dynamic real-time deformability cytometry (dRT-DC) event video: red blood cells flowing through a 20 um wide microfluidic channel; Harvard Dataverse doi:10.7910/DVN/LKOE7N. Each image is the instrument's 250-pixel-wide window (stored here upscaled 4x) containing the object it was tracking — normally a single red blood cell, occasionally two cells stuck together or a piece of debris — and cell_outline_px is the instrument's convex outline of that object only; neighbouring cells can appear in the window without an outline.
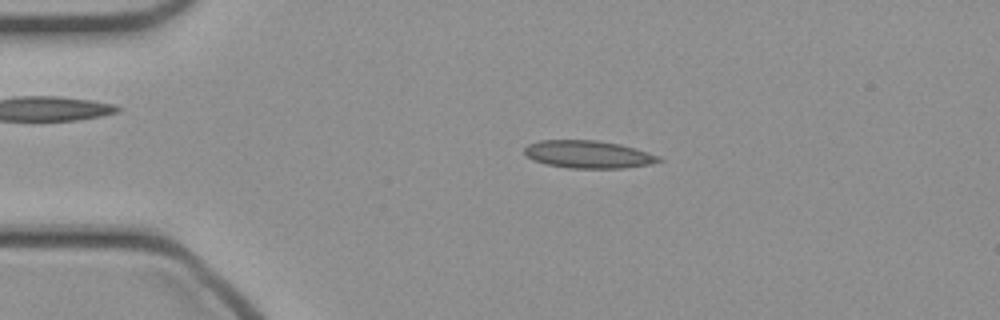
{"species": "common noctule bat (a hibernating species)", "species_latin": "Nyctalus noctula", "temperature_condition": "cold", "stored_images_in_passage": 46, "camera_frame_rate_fps": 3000, "um_per_image_px": 0.085, "animal": {"sex": "female", "body_mass_g": 21.9}, "frame": {"image": 1, "passage_image": 9, "time_ms": 2.667, "image_size_px": [1000, 320], "cell_outline_px": [[664, 160], [648, 164], [624, 168], [568, 168], [548, 164], [536, 160], [528, 156], [524, 152], [524, 148], [528, 144], [540, 140], [596, 140], [620, 144], [636, 148], [660, 156]], "centroid_in_image_um": [50.03, 13.11], "position_along_channel_um": 35.0, "area_um2": 21.5}}
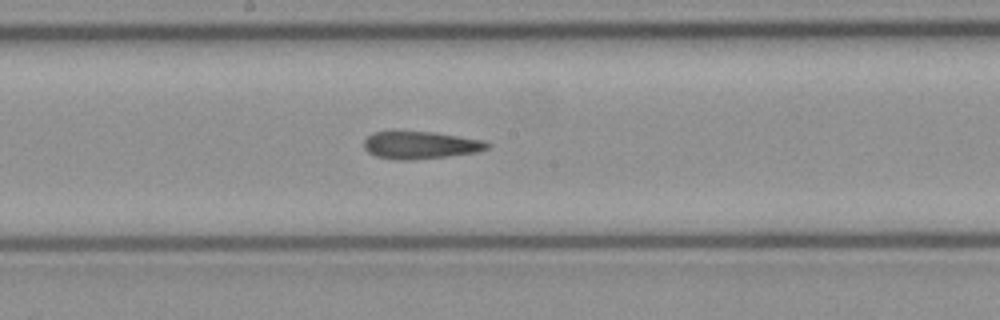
{"frame": {"image": 2, "passage_image": 24, "time_ms": 7.667, "image_size_px": [1000, 320], "cell_outline_px": [[492, 144], [488, 148], [476, 152], [448, 156], [408, 160], [392, 160], [376, 156], [368, 152], [364, 148], [364, 140], [372, 132], [436, 132], [484, 140]], "centroid_in_image_um": [35.75, 12.34], "position_along_channel_um": 212.5, "area_um2": 19.77}}
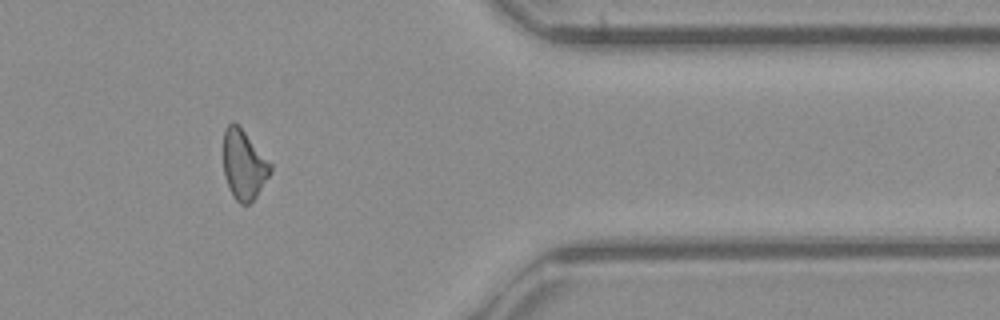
{"frame": {"image": 3, "passage_image": 38, "time_ms": 12.333, "image_size_px": [1000, 320], "cell_outline_px": [[272, 172], [256, 196], [248, 204], [240, 204], [232, 196], [224, 176], [224, 128], [232, 120], [240, 124], [272, 164]], "centroid_in_image_um": [20.73, 13.95], "position_along_channel_um": 390.7, "area_um2": 19.42}}